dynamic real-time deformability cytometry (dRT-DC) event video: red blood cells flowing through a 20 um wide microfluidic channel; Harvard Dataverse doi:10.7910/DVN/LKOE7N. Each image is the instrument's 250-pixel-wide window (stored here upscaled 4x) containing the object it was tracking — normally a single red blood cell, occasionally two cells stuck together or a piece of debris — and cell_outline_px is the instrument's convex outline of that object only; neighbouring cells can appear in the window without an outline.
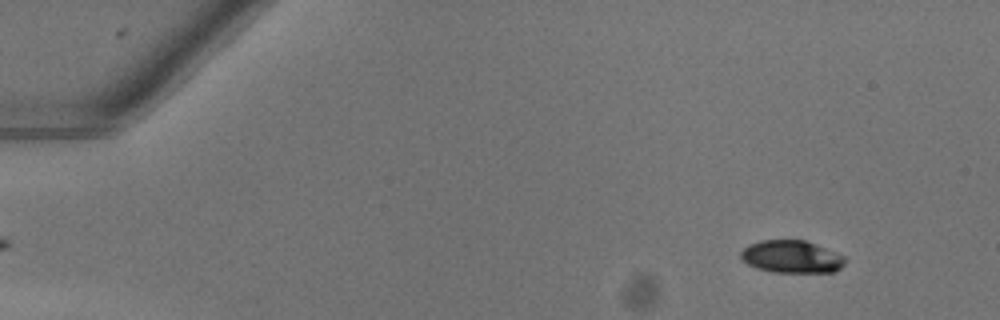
{"species": "common noctule bat (a hibernating species)", "species_latin": "Nyctalus noctula", "temperature_condition": "warm", "stored_images_in_passage": 51, "camera_frame_rate_fps": 3000, "um_per_image_px": 0.085, "animal": {"sex": "female"}, "frame": {"image": 1, "passage_image": 5, "time_ms": 1.333, "image_size_px": [1000, 320], "cell_outline_px": [[848, 260], [836, 272], [772, 272], [756, 268], [740, 260], [740, 252], [748, 244], [760, 240], [804, 240], [816, 244], [836, 252], [844, 256]], "centroid_in_image_um": [67.28, 21.82], "position_along_channel_um": 17.7, "area_um2": 20.0}}
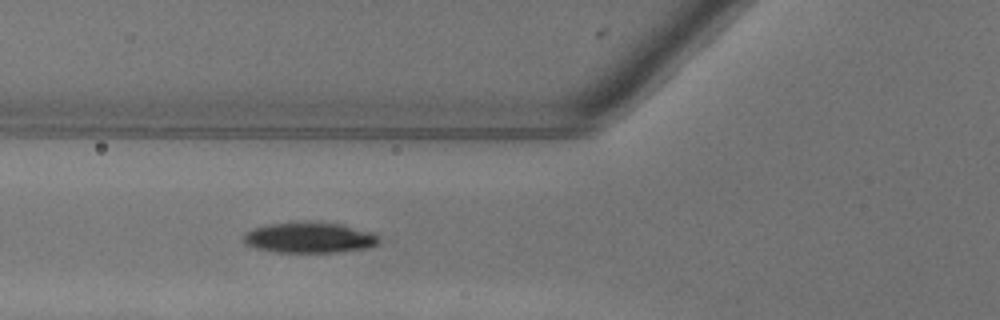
{"frame": {"image": 2, "passage_image": 20, "time_ms": 6.333, "image_size_px": [1000, 320], "cell_outline_px": [[380, 240], [376, 244], [364, 248], [336, 252], [276, 252], [256, 248], [244, 244], [244, 236], [252, 228], [268, 224], [340, 224], [376, 232], [380, 236]], "centroid_in_image_um": [26.34, 20.23], "position_along_channel_um": 99.5, "area_um2": 23.47}}
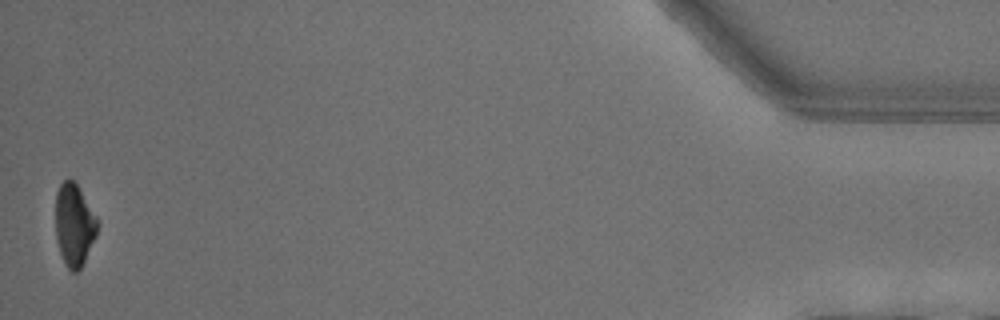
{"frame": {"image": 3, "passage_image": 51, "time_ms": 16.667, "image_size_px": [1000, 320], "cell_outline_px": [[100, 224], [96, 236], [80, 268], [76, 272], [72, 272], [68, 268], [60, 252], [56, 236], [56, 192], [60, 184], [64, 180], [72, 180], [76, 184], [96, 216]], "centroid_in_image_um": [6.31, 19.11], "position_along_channel_um": 428.9, "area_um2": 19.71}, "authors_computed_cell_mechanics": {"area_um2": 22.542, "velocity_mm_per_s": 4.0629, "shape_relaxation_time_tau1_ms": 2.3952, "shape_relaxation_time_tau2_ms": null, "deformation_change_tau1": 0.123, "deformation_change_tau2": null}}